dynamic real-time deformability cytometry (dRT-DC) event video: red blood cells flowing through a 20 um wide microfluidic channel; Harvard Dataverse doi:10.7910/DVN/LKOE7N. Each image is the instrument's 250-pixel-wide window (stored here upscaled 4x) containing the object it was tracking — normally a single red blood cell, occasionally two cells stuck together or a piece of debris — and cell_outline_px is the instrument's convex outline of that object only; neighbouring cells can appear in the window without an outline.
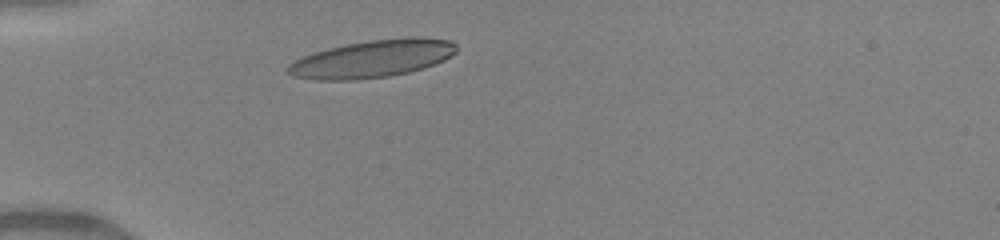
{"species": "human", "species_latin": "Homo sapiens", "temperature_condition": "warm", "stored_images_in_passage": 7, "camera_frame_rate_fps": 3000, "um_per_image_px": 0.085, "donor": {"sex": "female"}, "frame": {"image": 1, "passage_image": 1, "time_ms": 0.0, "image_size_px": [1000, 240], "cell_outline_px": [[456, 52], [444, 60], [408, 72], [388, 76], [356, 80], [316, 80], [292, 76], [288, 72], [288, 64], [312, 52], [328, 48], [368, 40], [448, 40], [456, 44]], "centroid_in_image_um": [31.52, 5.05], "position_along_channel_um": 53.5, "area_um2": 35.43}}